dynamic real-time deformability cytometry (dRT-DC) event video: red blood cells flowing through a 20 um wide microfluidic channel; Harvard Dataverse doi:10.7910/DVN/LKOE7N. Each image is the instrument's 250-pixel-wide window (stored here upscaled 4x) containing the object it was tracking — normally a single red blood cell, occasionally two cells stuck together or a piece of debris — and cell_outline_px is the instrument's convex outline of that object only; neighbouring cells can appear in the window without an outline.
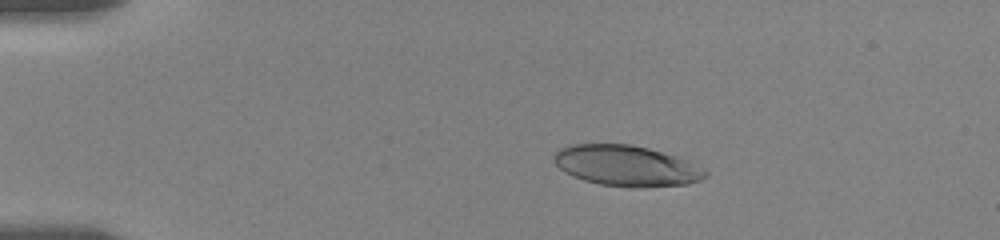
{"species": "human", "species_latin": "Homo sapiens", "temperature_condition": "room temperature", "stored_images_in_passage": 3, "camera_frame_rate_fps": 3000, "um_per_image_px": 0.085, "donor": {"sex": "female"}, "frame": {"image": 1, "passage_image": 1, "time_ms": 0.0, "image_size_px": [1000, 240], "cell_outline_px": [[708, 176], [700, 180], [688, 184], [640, 188], [632, 188], [600, 184], [584, 180], [572, 176], [564, 172], [552, 160], [552, 156], [560, 148], [568, 144], [632, 144], [648, 148], [684, 160], [708, 172]], "centroid_in_image_um": [53.18, 14.1], "position_along_channel_um": 31.8, "area_um2": 35.84}}